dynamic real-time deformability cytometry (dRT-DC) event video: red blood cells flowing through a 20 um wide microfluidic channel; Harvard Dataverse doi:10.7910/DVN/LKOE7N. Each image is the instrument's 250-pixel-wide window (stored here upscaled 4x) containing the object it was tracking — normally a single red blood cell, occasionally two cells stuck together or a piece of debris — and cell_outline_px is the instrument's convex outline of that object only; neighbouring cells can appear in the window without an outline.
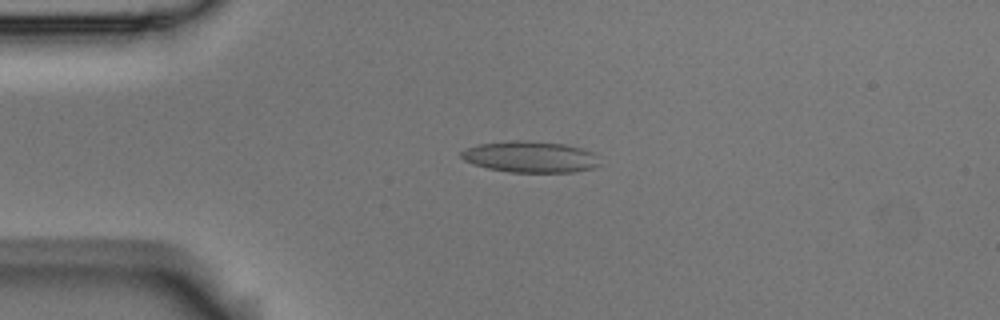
{"species": "Egyptian fruit bat (a non-hibernating species)", "species_latin": "Rousettus aegyptiacus", "temperature_condition": "room temperature", "stored_images_in_passage": 54, "camera_frame_rate_fps": 3000, "um_per_image_px": 0.085, "animal": {"sex": "male"}, "frame": {"image": 1, "passage_image": 11, "time_ms": 3.333, "image_size_px": [1000, 320], "cell_outline_px": [[600, 164], [596, 168], [572, 172], [508, 172], [488, 168], [464, 160], [460, 156], [460, 152], [468, 148], [480, 144], [512, 140], [524, 140], [564, 144], [596, 152]], "centroid_in_image_um": [45.13, 13.33], "position_along_channel_um": 39.9, "area_um2": 25.26}}
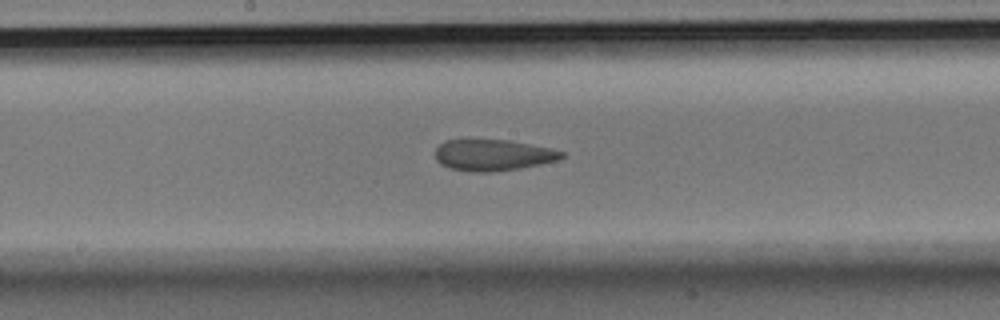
{"frame": {"image": 2, "passage_image": 27, "time_ms": 8.667, "image_size_px": [1000, 320], "cell_outline_px": [[564, 156], [556, 160], [540, 164], [520, 168], [496, 172], [468, 172], [448, 168], [440, 164], [436, 160], [436, 148], [444, 140], [508, 140], [552, 148], [564, 152]], "centroid_in_image_um": [41.88, 13.19], "position_along_channel_um": 206.3, "area_um2": 23.12}}
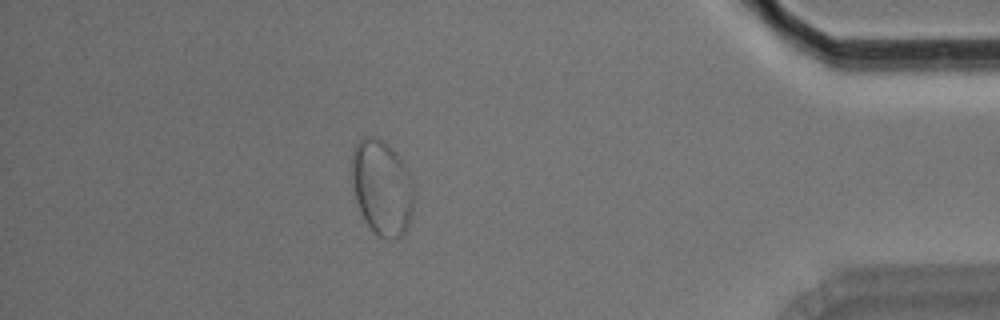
{"frame": {"image": 3, "passage_image": 47, "time_ms": 15.333, "image_size_px": [1000, 320], "cell_outline_px": [[412, 212], [408, 224], [404, 232], [396, 240], [388, 240], [376, 236], [364, 220], [360, 212], [352, 188], [352, 148], [364, 136], [376, 136], [388, 144], [396, 152], [412, 176]], "centroid_in_image_um": [32.44, 15.94], "position_along_channel_um": 402.8, "area_um2": 34.85}, "authors_computed_cell_mechanics": {"area_um2": 24.8251, "velocity_mm_per_s": 3.5946, "shape_relaxation_time_tau1_ms": null, "shape_relaxation_time_tau2_ms": 1.3954, "deformation_change_tau1": null, "deformation_change_tau2": 0.0746}}